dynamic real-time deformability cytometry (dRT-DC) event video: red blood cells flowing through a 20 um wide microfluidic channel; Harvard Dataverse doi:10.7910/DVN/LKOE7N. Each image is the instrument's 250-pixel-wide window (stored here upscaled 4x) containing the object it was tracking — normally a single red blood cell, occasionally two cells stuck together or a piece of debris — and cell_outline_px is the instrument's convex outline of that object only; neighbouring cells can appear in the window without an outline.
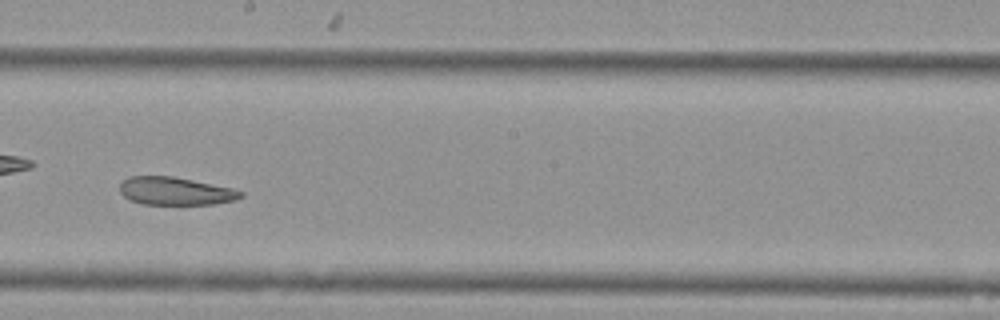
{"species": "Egyptian fruit bat (a non-hibernating species)", "species_latin": "Rousettus aegyptiacus", "temperature_condition": "cold", "stored_images_in_passage": 55, "camera_frame_rate_fps": 3000, "um_per_image_px": 0.085, "animal": {"sex": "female"}, "frame": {"image": 1, "passage_image": 32, "time_ms": 10.333, "image_size_px": [1000, 320], "cell_outline_px": [[244, 196], [236, 200], [212, 204], [144, 204], [132, 200], [124, 196], [120, 192], [120, 184], [128, 176], [172, 176], [232, 188], [244, 192]], "centroid_in_image_um": [14.93, 16.24], "position_along_channel_um": 233.3, "area_um2": 19.54}, "authors_computed_cell_mechanics": {"area_um2": 26.01, "velocity_mm_per_s": 3.7201, "shape_relaxation_time_tau1_ms": null, "shape_relaxation_time_tau2_ms": 3.2482, "deformation_change_tau1": null, "deformation_change_tau2": 0.0817}}